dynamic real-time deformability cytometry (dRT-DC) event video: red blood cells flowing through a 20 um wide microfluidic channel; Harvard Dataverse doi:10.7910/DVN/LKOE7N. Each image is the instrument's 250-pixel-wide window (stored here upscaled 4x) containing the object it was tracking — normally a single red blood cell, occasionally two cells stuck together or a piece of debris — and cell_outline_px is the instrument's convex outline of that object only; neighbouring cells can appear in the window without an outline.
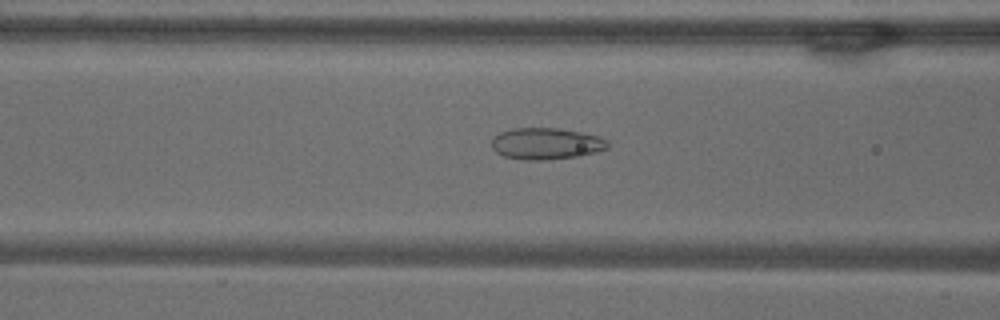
{"species": "common noctule bat (a hibernating species)", "species_latin": "Nyctalus noctula", "temperature_condition": "warm", "stored_images_in_passage": 55, "camera_frame_rate_fps": 3000, "um_per_image_px": 0.085, "animal": {"sex": "male", "body_mass_g": 18.8}, "frame": {"image": 1, "passage_image": 22, "time_ms": 7.0, "image_size_px": [1000, 320], "cell_outline_px": [[608, 148], [596, 152], [580, 156], [544, 160], [524, 160], [504, 156], [496, 152], [492, 148], [492, 140], [500, 132], [512, 128], [556, 128], [580, 132], [600, 136], [608, 140]], "centroid_in_image_um": [46.44, 12.21], "position_along_channel_um": 120.2, "area_um2": 21.39}}
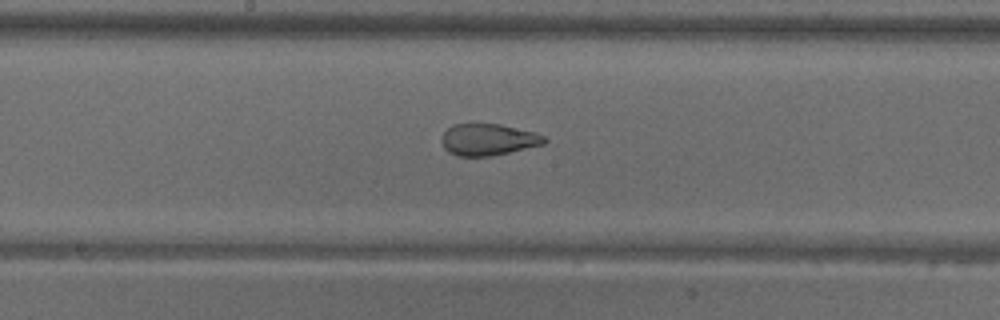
{"frame": {"image": 2, "passage_image": 29, "time_ms": 9.333, "image_size_px": [1000, 320], "cell_outline_px": [[548, 140], [544, 144], [492, 156], [456, 156], [448, 152], [444, 148], [440, 140], [440, 136], [452, 124], [500, 124], [536, 132], [544, 136]], "centroid_in_image_um": [41.47, 11.86], "position_along_channel_um": 206.7, "area_um2": 19.13}}
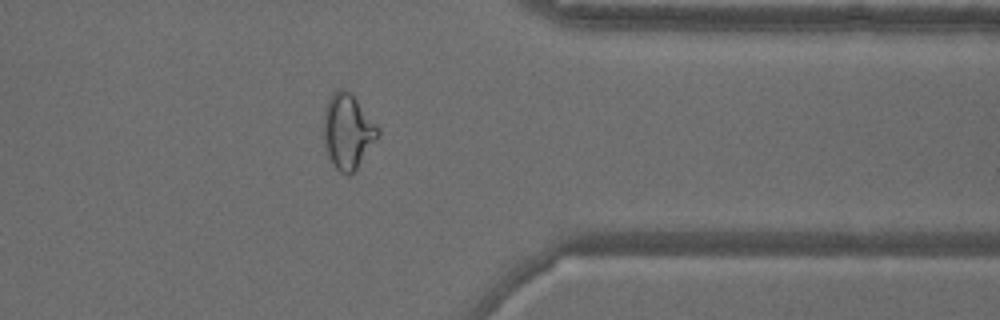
{"frame": {"image": 3, "passage_image": 44, "time_ms": 14.333, "image_size_px": [1000, 320], "cell_outline_px": [[380, 136], [356, 172], [348, 176], [340, 172], [328, 160], [324, 144], [324, 112], [328, 100], [332, 92], [340, 88], [352, 92], [380, 128]], "centroid_in_image_um": [29.59, 11.2], "position_along_channel_um": 381.8, "area_um2": 24.51}, "authors_computed_cell_mechanics": {"area_um2": 24.5072, "velocity_mm_per_s": 3.6961, "shape_relaxation_time_tau1_ms": null, "shape_relaxation_time_tau2_ms": 1.1385, "deformation_change_tau1": null, "deformation_change_tau2": 0.0711}}